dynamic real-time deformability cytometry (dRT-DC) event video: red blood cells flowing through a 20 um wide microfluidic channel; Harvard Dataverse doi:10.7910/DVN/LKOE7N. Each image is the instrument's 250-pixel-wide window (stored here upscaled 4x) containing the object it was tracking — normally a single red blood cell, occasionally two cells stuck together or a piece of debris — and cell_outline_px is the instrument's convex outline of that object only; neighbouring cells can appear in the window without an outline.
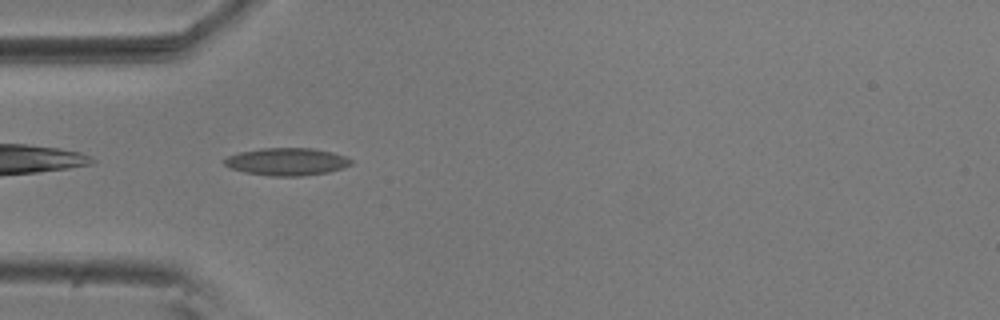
{"species": "common noctule bat (a hibernating species)", "species_latin": "Nyctalus noctula", "temperature_condition": "room temperature", "stored_images_in_passage": 40, "camera_frame_rate_fps": 3000, "um_per_image_px": 0.085, "animal": {"sex": "male", "body_mass_g": 20.5, "forearm_length_mm": 52.5}, "frame": {"image": 1, "passage_image": 2, "time_ms": 0.333, "image_size_px": [1000, 320], "cell_outline_px": [[352, 164], [344, 168], [328, 172], [300, 176], [268, 176], [244, 172], [232, 168], [224, 164], [224, 160], [228, 156], [240, 152], [260, 148], [312, 148], [332, 152], [344, 156], [352, 160]], "centroid_in_image_um": [24.39, 13.74], "position_along_channel_um": 60.6, "area_um2": 20.29}}
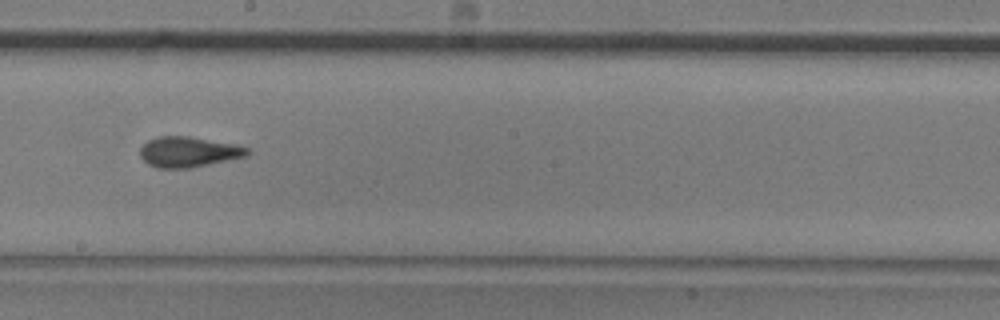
{"frame": {"image": 2, "passage_image": 16, "time_ms": 5.0, "image_size_px": [1000, 320], "cell_outline_px": [[252, 152], [248, 156], [188, 168], [156, 168], [148, 164], [140, 156], [140, 148], [148, 140], [156, 136], [188, 136], [236, 144], [248, 148]], "centroid_in_image_um": [16.03, 12.91], "position_along_channel_um": 232.2, "area_um2": 19.07}}
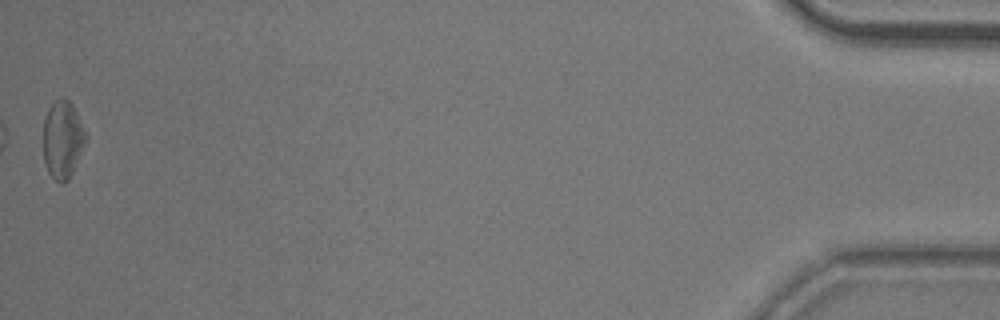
{"frame": {"image": 3, "passage_image": 40, "time_ms": 13.0, "image_size_px": [1000, 320], "cell_outline_px": [[88, 136], [72, 172], [68, 180], [60, 184], [48, 172], [44, 164], [44, 120], [48, 108], [60, 96], [64, 96], [72, 104]], "centroid_in_image_um": [5.32, 11.84], "position_along_channel_um": 429.9, "area_um2": 19.13}, "authors_computed_cell_mechanics": {"area_um2": 18.8139, "velocity_mm_per_s": 3.6903, "shape_relaxation_time_tau1_ms": 6.9149, "shape_relaxation_time_tau2_ms": 1.4601, "deformation_change_tau1": 0.1716, "deformation_change_tau2": 0.1022}}